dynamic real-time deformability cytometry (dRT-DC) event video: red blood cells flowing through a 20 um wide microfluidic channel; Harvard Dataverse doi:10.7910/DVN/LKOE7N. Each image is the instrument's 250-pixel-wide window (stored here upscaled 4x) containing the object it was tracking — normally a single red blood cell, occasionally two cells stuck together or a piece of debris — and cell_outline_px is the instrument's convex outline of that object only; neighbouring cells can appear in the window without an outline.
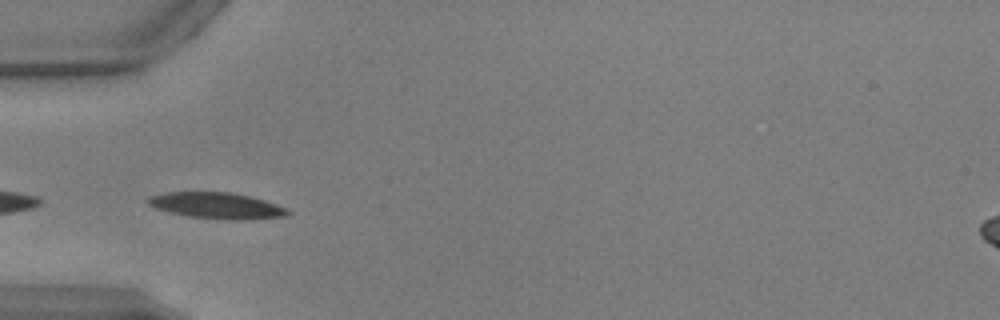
{"species": "common noctule bat (a hibernating species)", "species_latin": "Nyctalus noctula", "temperature_condition": "warm", "stored_images_in_passage": 22, "camera_frame_rate_fps": 3000, "um_per_image_px": 0.085, "animal": {"sex": "male", "body_mass_g": 17.9, "forearm_length_mm": 54.2}, "frame": {"image": 1, "passage_image": 2, "time_ms": 0.333, "image_size_px": [1000, 320], "cell_outline_px": [[292, 212], [288, 216], [244, 220], [228, 220], [188, 216], [168, 212], [156, 208], [148, 204], [144, 200], [152, 196], [168, 192], [232, 192], [252, 196], [288, 208]], "centroid_in_image_um": [18.47, 17.48], "position_along_channel_um": 66.5, "area_um2": 21.5}}
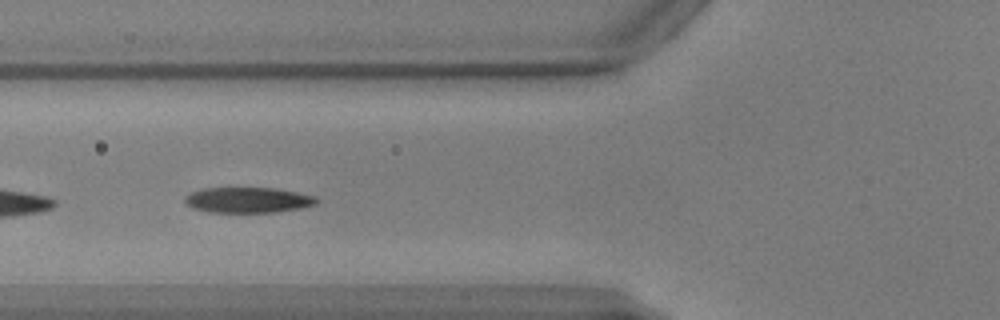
{"frame": {"image": 2, "passage_image": 5, "time_ms": 1.333, "image_size_px": [1000, 320], "cell_outline_px": [[320, 200], [316, 204], [300, 208], [276, 212], [208, 212], [192, 208], [184, 200], [184, 196], [200, 188], [276, 188], [316, 196]], "centroid_in_image_um": [21.08, 17.0], "position_along_channel_um": 104.7, "area_um2": 19.65}}